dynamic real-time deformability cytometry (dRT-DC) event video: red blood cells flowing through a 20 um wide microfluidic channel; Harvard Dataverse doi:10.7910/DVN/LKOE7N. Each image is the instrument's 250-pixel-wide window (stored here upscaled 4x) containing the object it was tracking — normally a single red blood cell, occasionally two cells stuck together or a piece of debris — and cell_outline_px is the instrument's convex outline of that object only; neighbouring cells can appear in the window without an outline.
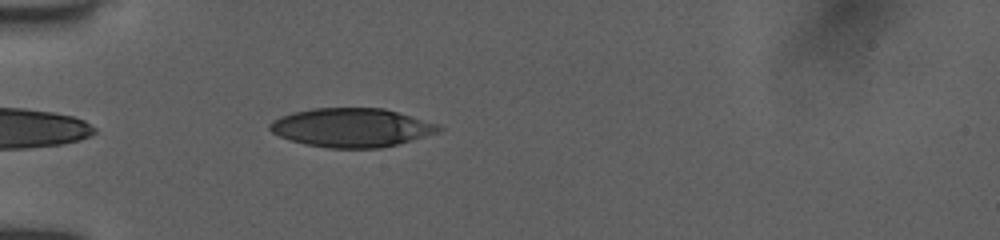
{"species": "human", "species_latin": "Homo sapiens", "temperature_condition": "room temperature", "stored_images_in_passage": 4, "camera_frame_rate_fps": 3000, "um_per_image_px": 0.085, "donor": {"sex": "female"}, "frame": {"image": 1, "passage_image": 1, "time_ms": 0.0, "image_size_px": [1000, 240], "cell_outline_px": [[444, 128], [440, 132], [412, 140], [380, 148], [328, 148], [304, 144], [280, 136], [272, 132], [268, 128], [268, 124], [272, 120], [280, 116], [292, 112], [312, 108], [384, 108], [440, 124]], "centroid_in_image_um": [29.89, 10.84], "position_along_channel_um": 55.1, "area_um2": 38.38}}